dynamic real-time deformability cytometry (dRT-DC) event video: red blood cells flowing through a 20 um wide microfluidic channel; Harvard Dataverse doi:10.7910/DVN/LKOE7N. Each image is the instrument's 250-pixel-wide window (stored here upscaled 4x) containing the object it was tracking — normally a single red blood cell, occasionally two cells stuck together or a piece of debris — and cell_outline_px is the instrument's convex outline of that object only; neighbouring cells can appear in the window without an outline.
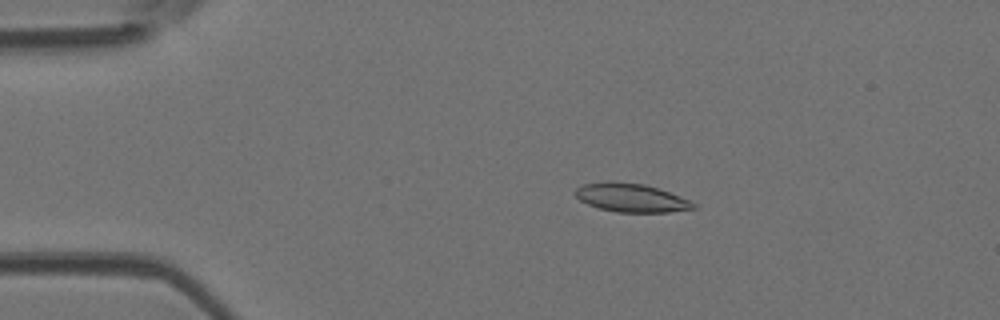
{"species": "Egyptian fruit bat (a non-hibernating species)", "species_latin": "Rousettus aegyptiacus", "temperature_condition": "room temperature", "stored_images_in_passage": 5, "camera_frame_rate_fps": 3000, "um_per_image_px": 0.085, "animal": {"sex": "female"}, "frame": {"image": 1, "passage_image": 3, "time_ms": 0.667, "image_size_px": [1000, 320], "cell_outline_px": [[696, 208], [668, 212], [616, 212], [600, 208], [588, 204], [580, 200], [572, 192], [576, 188], [584, 184], [608, 180], [612, 180], [644, 184], [668, 192], [688, 200], [696, 204]], "centroid_in_image_um": [53.59, 16.79], "position_along_channel_um": 31.4, "area_um2": 19.59}}
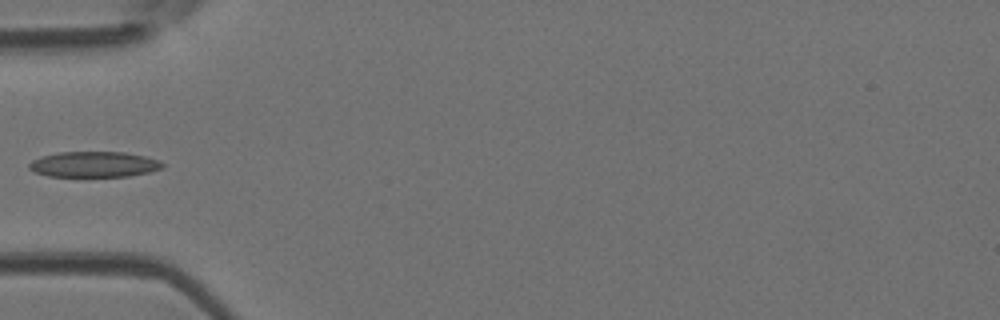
{"frame": {"image": 2, "passage_image": 5, "time_ms": 1.333, "image_size_px": [1000, 320], "cell_outline_px": [[164, 168], [148, 172], [128, 176], [48, 176], [36, 172], [28, 168], [28, 164], [32, 160], [40, 156], [60, 152], [124, 152], [144, 156], [160, 160], [164, 164]], "centroid_in_image_um": [7.99, 13.96], "position_along_channel_um": 77.0, "area_um2": 19.88}}